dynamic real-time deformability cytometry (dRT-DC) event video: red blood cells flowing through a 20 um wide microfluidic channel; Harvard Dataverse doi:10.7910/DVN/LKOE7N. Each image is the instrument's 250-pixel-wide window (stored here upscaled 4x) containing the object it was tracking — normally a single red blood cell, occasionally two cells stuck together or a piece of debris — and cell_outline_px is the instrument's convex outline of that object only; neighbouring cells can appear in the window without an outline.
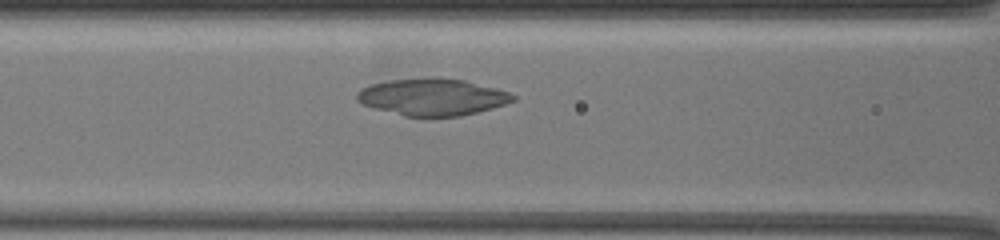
{"species": "common noctule bat (a hibernating species)", "species_latin": "Nyctalus noctula", "temperature_condition": "warm", "stored_images_in_passage": 3, "camera_frame_rate_fps": 3000, "um_per_image_px": 0.085, "animal": {"sex": "female", "body_mass_g": 19.5, "forearm_length_mm": 54.1}, "frame": {"image": 1, "passage_image": 3, "time_ms": 1.667, "image_size_px": [1000, 240], "cell_outline_px": [[516, 100], [492, 108], [460, 116], [404, 116], [372, 108], [360, 104], [356, 100], [356, 92], [360, 88], [372, 84], [388, 80], [464, 80], [496, 88], [508, 92], [516, 96]], "centroid_in_image_um": [36.71, 8.28], "position_along_channel_um": 129.9, "area_um2": 32.77}}